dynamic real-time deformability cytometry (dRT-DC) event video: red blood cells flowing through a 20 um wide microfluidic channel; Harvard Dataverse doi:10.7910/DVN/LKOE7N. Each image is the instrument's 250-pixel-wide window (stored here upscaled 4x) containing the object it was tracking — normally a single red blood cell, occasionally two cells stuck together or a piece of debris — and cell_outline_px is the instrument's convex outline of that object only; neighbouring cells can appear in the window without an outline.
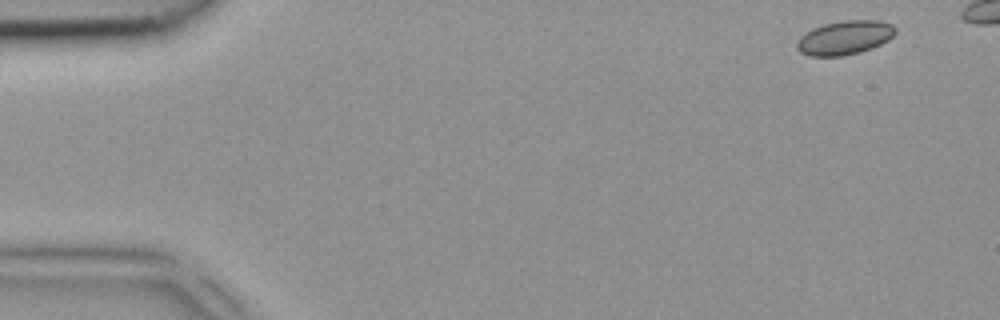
{"species": "common noctule bat (a hibernating species)", "species_latin": "Nyctalus noctula", "temperature_condition": "room temperature", "stored_images_in_passage": 4, "camera_frame_rate_fps": 3000, "um_per_image_px": 0.085, "animal": {"sex": "female", "body_mass_g": 18.4}, "frame": {"image": 1, "passage_image": 1, "time_ms": 0.0, "image_size_px": [1000, 320], "cell_outline_px": [[896, 32], [888, 40], [872, 48], [860, 52], [844, 56], [808, 56], [800, 52], [796, 48], [796, 44], [800, 36], [804, 32], [812, 28], [824, 24], [844, 20], [880, 20], [892, 24], [896, 28]], "centroid_in_image_um": [71.78, 3.2], "position_along_channel_um": 13.2, "area_um2": 19.71}}